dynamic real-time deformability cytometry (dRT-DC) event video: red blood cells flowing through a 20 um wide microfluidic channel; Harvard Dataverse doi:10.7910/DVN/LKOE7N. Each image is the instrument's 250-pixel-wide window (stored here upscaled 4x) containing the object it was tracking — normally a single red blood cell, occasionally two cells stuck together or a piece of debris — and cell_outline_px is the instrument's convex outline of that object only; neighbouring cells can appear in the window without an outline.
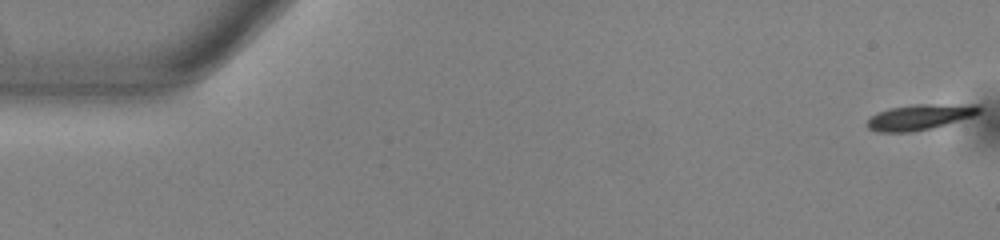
{"species": "common noctule bat (a hibernating species)", "species_latin": "Nyctalus noctula", "temperature_condition": "warm", "stored_images_in_passage": 54, "camera_frame_rate_fps": 3000, "um_per_image_px": 0.085, "animal": {"sex": "male", "body_mass_g": 13.0, "forearm_length_mm": 53.1}, "frame": {"image": 1, "passage_image": 1, "time_ms": 0.0, "image_size_px": [1000, 240], "cell_outline_px": [[980, 112], [972, 116], [932, 128], [912, 132], [876, 132], [868, 128], [868, 120], [876, 112], [892, 108], [916, 104], [980, 104]], "centroid_in_image_um": [78.19, 9.94], "position_along_channel_um": 6.8, "area_um2": 16.59}}
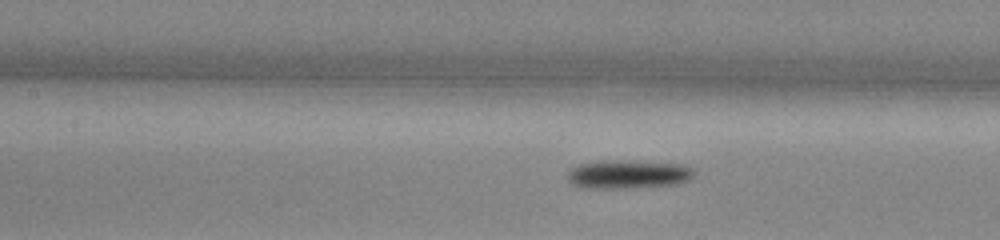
{"frame": {"image": 2, "passage_image": 24, "time_ms": 7.667, "image_size_px": [1000, 240], "cell_outline_px": [[696, 176], [688, 180], [676, 184], [632, 188], [580, 188], [572, 184], [568, 180], [568, 172], [572, 168], [580, 164], [604, 160], [620, 160], [684, 164], [692, 168], [696, 172]], "centroid_in_image_um": [53.42, 14.82], "position_along_channel_um": 154.0, "area_um2": 21.33}}
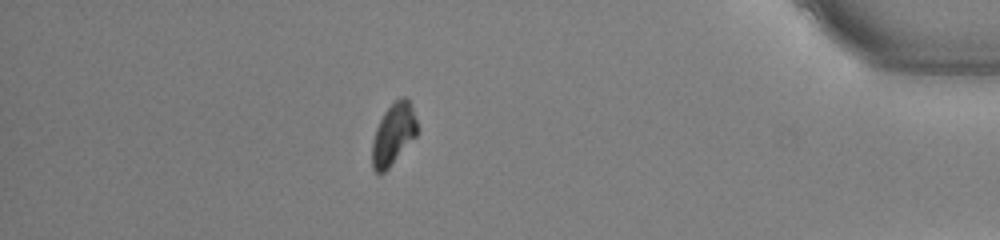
{"frame": {"image": 3, "passage_image": 47, "time_ms": 15.333, "image_size_px": [1000, 240], "cell_outline_px": [[416, 136], [388, 168], [384, 172], [376, 172], [372, 168], [372, 140], [376, 128], [384, 112], [400, 96], [404, 96], [408, 100], [412, 108], [416, 120]], "centroid_in_image_um": [33.41, 11.4], "position_along_channel_um": 401.8, "area_um2": 15.78}, "authors_computed_cell_mechanics": {"area_um2": 17.2244, "velocity_mm_per_s": 3.8426, "shape_relaxation_time_tau1_ms": 1.9689, "shape_relaxation_time_tau2_ms": null, "deformation_change_tau1": 0.139, "deformation_change_tau2": null}}